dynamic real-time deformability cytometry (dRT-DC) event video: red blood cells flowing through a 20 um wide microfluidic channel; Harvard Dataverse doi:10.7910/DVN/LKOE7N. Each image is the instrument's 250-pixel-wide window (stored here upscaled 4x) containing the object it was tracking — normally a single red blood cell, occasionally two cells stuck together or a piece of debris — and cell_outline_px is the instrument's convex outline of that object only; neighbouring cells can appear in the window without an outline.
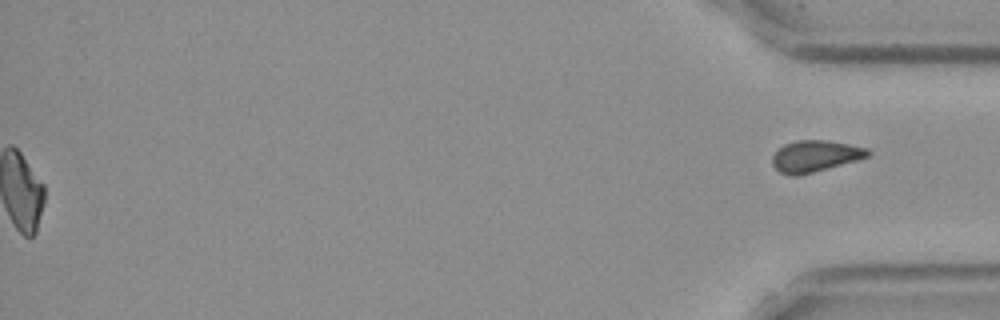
{"species": "Egyptian fruit bat (a non-hibernating species)", "species_latin": "Rousettus aegyptiacus", "temperature_condition": "cold", "stored_images_in_passage": 58, "segment_of_instrument_passage": [2, 2], "camera_frame_rate_fps": 3000, "um_per_image_px": 0.085, "frame": {"image": 1, "passage_image": 58, "time_ms": 19.0, "image_size_px": [1000, 320], "cell_outline_px": [[872, 152], [868, 156], [856, 160], [812, 172], [796, 176], [792, 176], [780, 172], [772, 164], [772, 156], [784, 144], [796, 140], [824, 140], [848, 144], [868, 148]], "centroid_in_image_um": [69.27, 13.26], "position_along_channel_um": 365.9, "area_um2": 17.22}}